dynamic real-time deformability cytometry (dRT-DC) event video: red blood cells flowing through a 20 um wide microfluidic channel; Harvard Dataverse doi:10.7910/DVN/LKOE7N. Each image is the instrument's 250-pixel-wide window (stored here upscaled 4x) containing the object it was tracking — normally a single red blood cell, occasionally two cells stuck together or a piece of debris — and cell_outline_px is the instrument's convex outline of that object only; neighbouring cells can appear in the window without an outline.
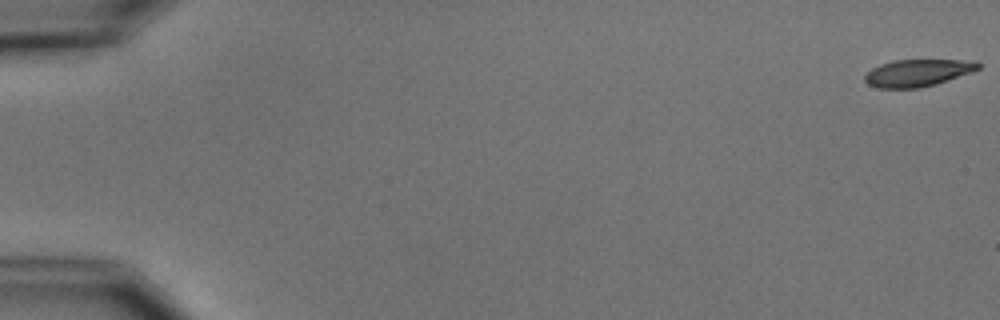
{"species": "common noctule bat (a hibernating species)", "species_latin": "Nyctalus noctula", "temperature_condition": "cold", "stored_images_in_passage": 4, "camera_frame_rate_fps": 3000, "um_per_image_px": 0.085, "animal": {"sex": "male", "body_mass_g": 15.6}, "frame": {"image": 1, "passage_image": 1, "time_ms": 0.0, "image_size_px": [1000, 320], "cell_outline_px": [[980, 68], [972, 72], [936, 84], [920, 88], [880, 88], [868, 84], [864, 80], [864, 76], [872, 68], [880, 64], [892, 60], [976, 60], [980, 64]], "centroid_in_image_um": [78.01, 6.19], "position_along_channel_um": 7.0, "area_um2": 17.98}}